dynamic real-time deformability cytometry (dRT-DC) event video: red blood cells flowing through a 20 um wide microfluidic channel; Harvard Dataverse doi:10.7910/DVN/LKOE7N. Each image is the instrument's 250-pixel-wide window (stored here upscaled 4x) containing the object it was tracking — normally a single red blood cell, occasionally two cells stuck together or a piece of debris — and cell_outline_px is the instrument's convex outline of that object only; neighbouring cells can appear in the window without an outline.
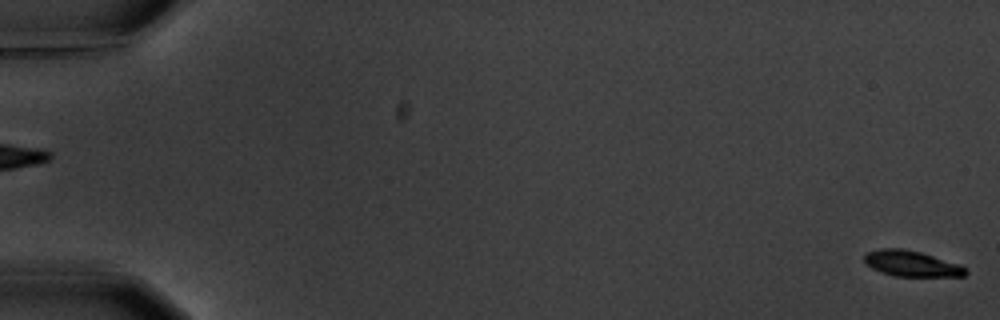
{"species": "common noctule bat (a hibernating species)", "species_latin": "Nyctalus noctula", "temperature_condition": "warm", "stored_images_in_passage": 7, "camera_frame_rate_fps": 3000, "um_per_image_px": 0.085, "animal": {"sex": "male", "body_mass_g": 20.1, "forearm_length_mm": 53.5}, "frame": {"image": 1, "passage_image": 1, "time_ms": 0.0, "image_size_px": [1000, 320], "cell_outline_px": [[968, 272], [964, 276], [896, 276], [872, 268], [864, 264], [864, 256], [868, 252], [880, 248], [900, 248], [920, 252], [960, 264]], "centroid_in_image_um": [77.47, 22.4], "position_along_channel_um": 7.5, "area_um2": 15.03}}
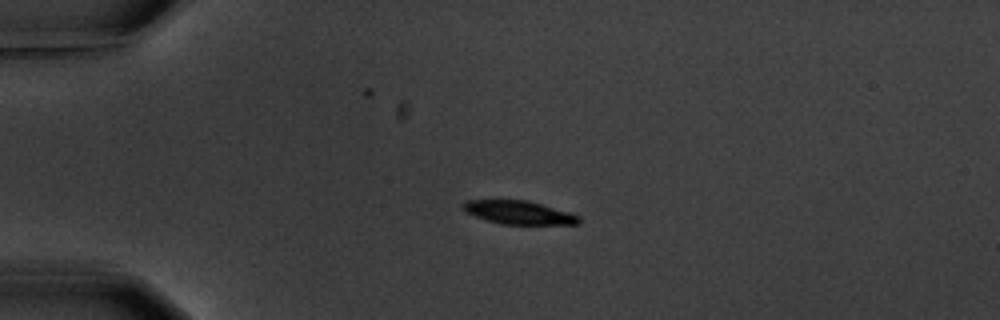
{"frame": {"image": 2, "passage_image": 5, "time_ms": 4.667, "image_size_px": [1000, 320], "cell_outline_px": [[580, 224], [500, 224], [476, 216], [468, 212], [460, 204], [468, 200], [528, 200], [568, 212], [580, 216]], "centroid_in_image_um": [44.12, 18.06], "position_along_channel_um": 40.9, "area_um2": 15.55}}
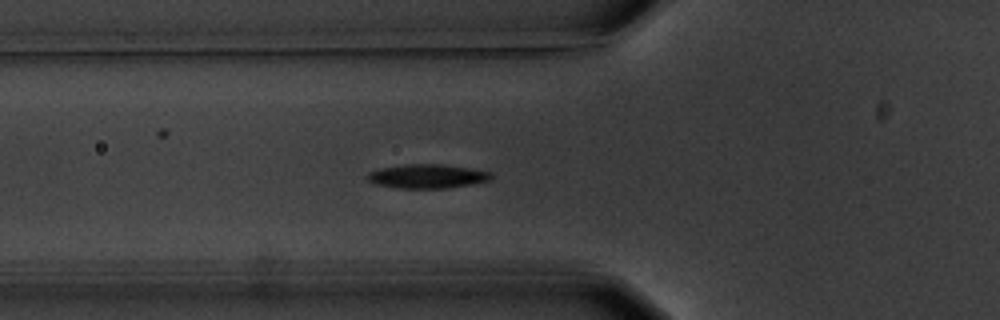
{"frame": {"image": 3, "passage_image": 7, "time_ms": 7.0, "image_size_px": [1000, 320], "cell_outline_px": [[492, 180], [472, 184], [448, 188], [396, 188], [376, 184], [368, 180], [364, 176], [368, 172], [380, 168], [404, 164], [440, 164], [468, 168], [492, 172]], "centroid_in_image_um": [36.3, 14.98], "position_along_channel_um": 89.5, "area_um2": 17.46}}